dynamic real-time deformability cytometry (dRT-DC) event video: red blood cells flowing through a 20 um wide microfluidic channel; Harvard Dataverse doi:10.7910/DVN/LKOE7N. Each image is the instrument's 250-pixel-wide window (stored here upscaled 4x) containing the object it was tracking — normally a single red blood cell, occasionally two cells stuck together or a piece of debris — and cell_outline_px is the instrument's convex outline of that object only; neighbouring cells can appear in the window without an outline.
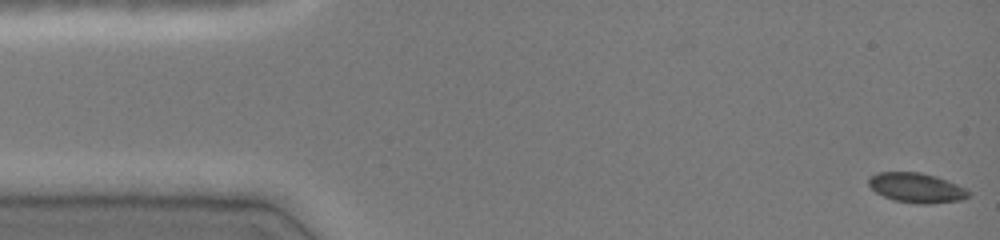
{"species": "common noctule bat (a hibernating species)", "species_latin": "Nyctalus noctula", "temperature_condition": "cold", "stored_images_in_passage": 13, "camera_frame_rate_fps": 3000, "um_per_image_px": 0.085, "animal": {"sex": "female", "body_mass_g": 19.0, "forearm_length_mm": 51.5}, "frame": {"image": 1, "passage_image": 1, "time_ms": 0.0, "image_size_px": [1000, 240], "cell_outline_px": [[968, 196], [960, 200], [928, 204], [916, 204], [892, 200], [876, 192], [868, 184], [868, 180], [876, 172], [920, 172], [936, 176], [956, 184], [964, 188], [968, 192]], "centroid_in_image_um": [77.86, 15.96], "position_along_channel_um": 7.1, "area_um2": 17.17}}
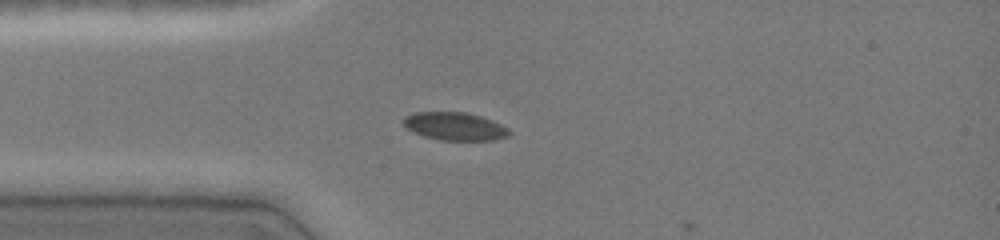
{"frame": {"image": 2, "passage_image": 12, "time_ms": 3.667, "image_size_px": [1000, 240], "cell_outline_px": [[512, 132], [508, 136], [492, 140], [440, 140], [424, 136], [404, 128], [400, 124], [400, 120], [404, 116], [412, 112], [464, 112], [480, 116], [492, 120], [508, 128]], "centroid_in_image_um": [38.58, 10.73], "position_along_channel_um": 46.4, "area_um2": 17.51}}